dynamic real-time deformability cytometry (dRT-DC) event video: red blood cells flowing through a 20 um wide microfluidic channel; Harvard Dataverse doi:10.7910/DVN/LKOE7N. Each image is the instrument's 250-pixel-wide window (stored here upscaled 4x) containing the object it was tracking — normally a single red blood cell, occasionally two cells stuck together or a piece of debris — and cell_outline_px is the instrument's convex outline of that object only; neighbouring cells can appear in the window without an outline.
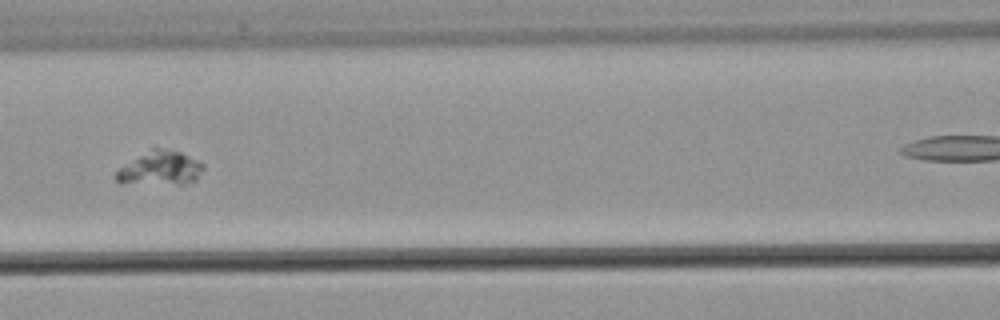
{"species": "common noctule bat (a hibernating species)", "species_latin": "Nyctalus noctula", "temperature_condition": "warm", "stored_images_in_passage": 33, "camera_frame_rate_fps": 3000, "um_per_image_px": 0.085, "animal": {"sex": "male", "body_mass_g": 21.5, "forearm_length_mm": 52.0}, "frame": {"image": 1, "passage_image": 6, "time_ms": 1.667, "image_size_px": [1000, 320], "cell_outline_px": [[204, 168], [196, 180], [180, 184], [116, 180], [112, 176], [120, 168], [152, 148], [160, 148], [180, 152], [204, 164]], "centroid_in_image_um": [13.68, 14.28], "position_along_channel_um": 152.9, "area_um2": 16.3}}
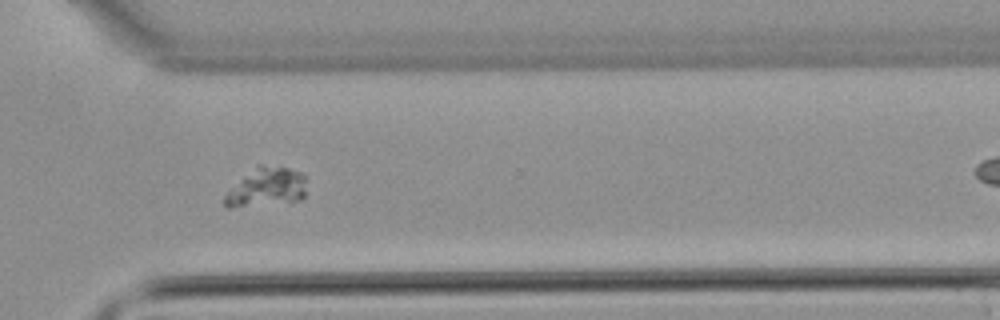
{"frame": {"image": 2, "passage_image": 19, "time_ms": 6.0, "image_size_px": [1000, 320], "cell_outline_px": [[304, 196], [300, 200], [228, 208], [224, 204], [224, 196], [240, 180], [260, 164], [288, 168], [300, 172], [304, 176]], "centroid_in_image_um": [22.65, 15.92], "position_along_channel_um": 347.9, "area_um2": 17.86}}